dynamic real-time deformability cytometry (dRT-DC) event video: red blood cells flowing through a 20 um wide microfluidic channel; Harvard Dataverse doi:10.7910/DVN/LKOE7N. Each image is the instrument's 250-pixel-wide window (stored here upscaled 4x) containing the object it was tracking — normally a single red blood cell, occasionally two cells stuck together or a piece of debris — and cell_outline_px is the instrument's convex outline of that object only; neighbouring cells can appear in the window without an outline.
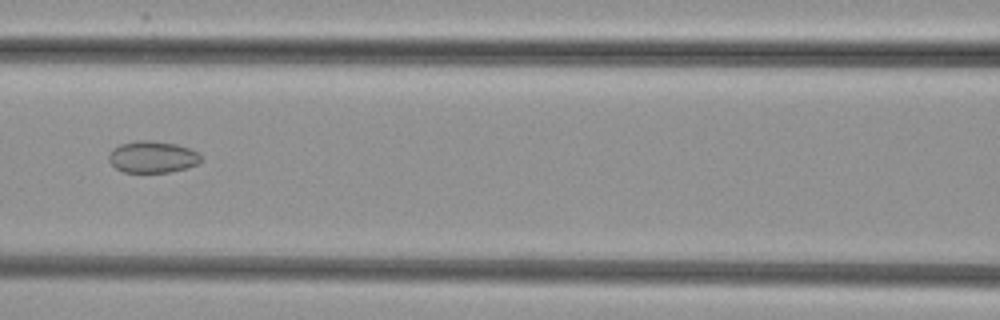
{"species": "common noctule bat (a hibernating species)", "species_latin": "Nyctalus noctula", "temperature_condition": "cold", "stored_images_in_passage": 54, "segment_of_instrument_passage": [2, 2], "camera_frame_rate_fps": 3000, "um_per_image_px": 0.085, "animal": {"sex": "female", "body_mass_g": 29.2, "forearm_length_mm": 56.3}, "frame": {"image": 1, "passage_image": 25, "time_ms": 8.0, "image_size_px": [1000, 320], "cell_outline_px": [[204, 160], [188, 168], [168, 172], [124, 172], [116, 168], [108, 160], [108, 156], [112, 148], [120, 144], [136, 140], [152, 140], [176, 144], [188, 148], [196, 152]], "centroid_in_image_um": [12.94, 13.33], "position_along_channel_um": 153.7, "area_um2": 17.11}}
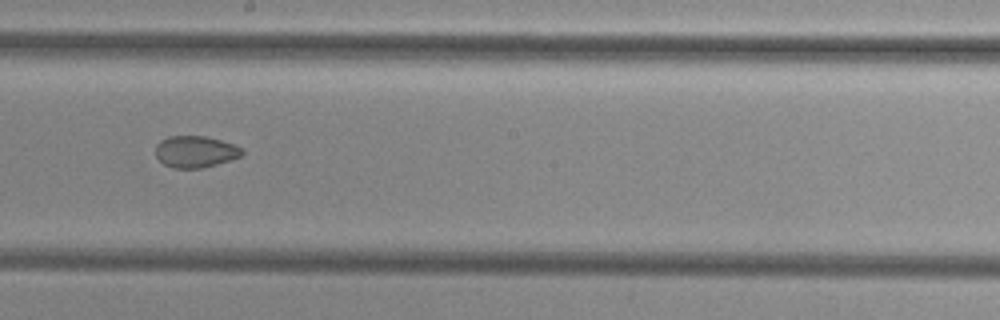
{"frame": {"image": 2, "passage_image": 31, "time_ms": 10.0, "image_size_px": [1000, 320], "cell_outline_px": [[244, 152], [240, 156], [204, 168], [172, 168], [164, 164], [156, 156], [156, 144], [160, 140], [168, 136], [204, 136], [220, 140], [244, 148]], "centroid_in_image_um": [16.59, 12.89], "position_along_channel_um": 231.6, "area_um2": 15.9}}
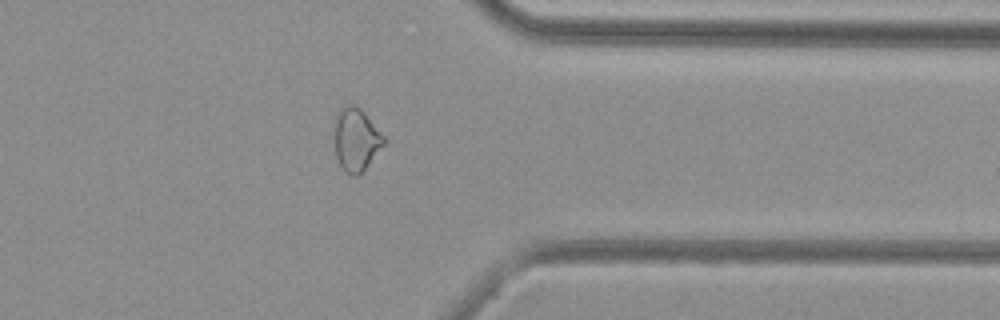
{"frame": {"image": 3, "passage_image": 43, "time_ms": 14.0, "image_size_px": [1000, 320], "cell_outline_px": [[388, 140], [364, 168], [356, 176], [352, 176], [340, 164], [336, 156], [336, 112], [340, 108], [348, 104], [356, 104], [364, 112]], "centroid_in_image_um": [30.29, 11.8], "position_along_channel_um": 381.1, "area_um2": 17.69}}